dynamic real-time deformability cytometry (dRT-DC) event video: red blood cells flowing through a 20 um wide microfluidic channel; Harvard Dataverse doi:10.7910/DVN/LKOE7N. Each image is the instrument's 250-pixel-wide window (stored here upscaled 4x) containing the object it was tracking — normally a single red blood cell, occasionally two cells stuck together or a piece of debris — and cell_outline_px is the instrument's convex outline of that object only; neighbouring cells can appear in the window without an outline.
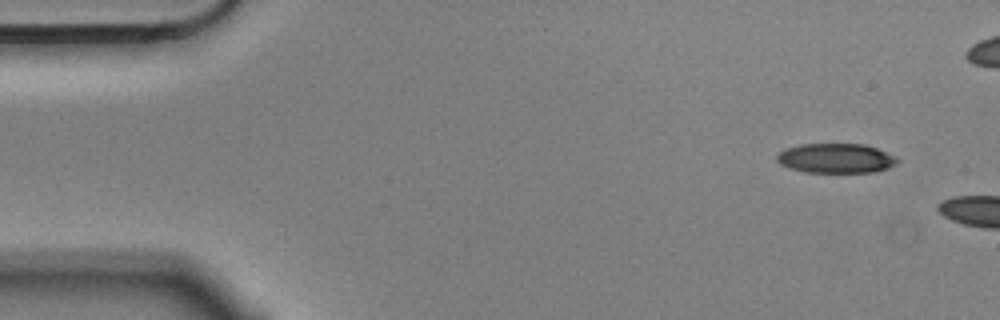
{"species": "Egyptian fruit bat (a non-hibernating species)", "species_latin": "Rousettus aegyptiacus", "temperature_condition": "cold", "stored_images_in_passage": 2, "camera_frame_rate_fps": 3000, "um_per_image_px": 0.085, "animal": {"sex": "male"}, "frame": {"image": 1, "passage_image": 1, "time_ms": 0.0, "image_size_px": [1000, 320], "cell_outline_px": [[900, 160], [896, 164], [888, 168], [876, 172], [804, 172], [788, 168], [780, 164], [776, 160], [776, 156], [784, 148], [800, 144], [864, 144], [876, 148], [896, 156]], "centroid_in_image_um": [71.04, 13.45], "position_along_channel_um": 14.0, "area_um2": 20.98}}